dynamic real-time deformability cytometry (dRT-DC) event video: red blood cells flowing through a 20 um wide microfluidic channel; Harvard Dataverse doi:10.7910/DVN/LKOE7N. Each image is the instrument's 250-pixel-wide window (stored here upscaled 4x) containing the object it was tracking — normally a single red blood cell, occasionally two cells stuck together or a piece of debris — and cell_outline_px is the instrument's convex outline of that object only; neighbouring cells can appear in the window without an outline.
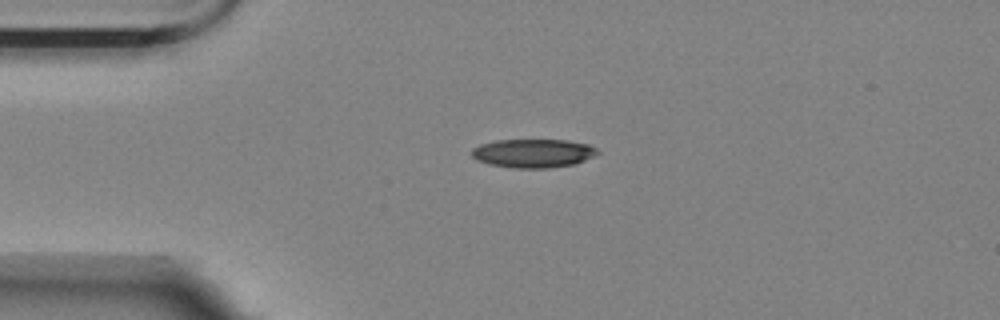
{"species": "Egyptian fruit bat (a non-hibernating species)", "species_latin": "Rousettus aegyptiacus", "temperature_condition": "room temperature", "stored_images_in_passage": 45, "camera_frame_rate_fps": 3000, "um_per_image_px": 0.085, "animal": {"sex": "female"}, "frame": {"image": 1, "passage_image": 1, "time_ms": 0.0, "image_size_px": [1000, 320], "cell_outline_px": [[600, 152], [596, 156], [576, 164], [548, 168], [512, 168], [488, 164], [476, 160], [472, 156], [472, 148], [480, 144], [496, 140], [568, 140], [588, 144], [596, 148]], "centroid_in_image_um": [45.34, 13.03], "position_along_channel_um": 39.7, "area_um2": 21.27}}
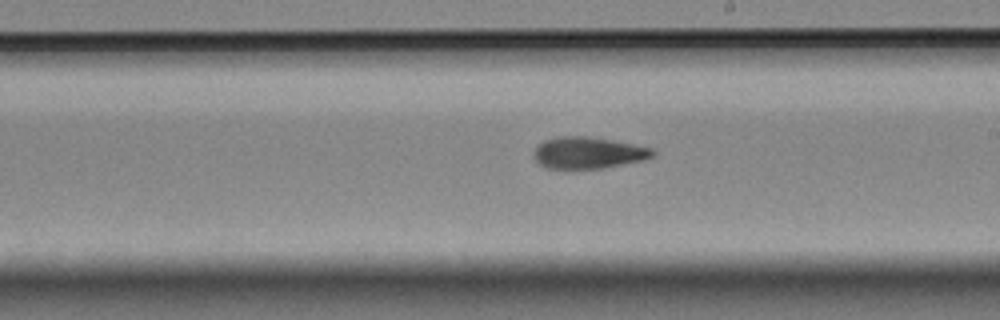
{"frame": {"image": 2, "passage_image": 20, "time_ms": 6.333, "image_size_px": [1000, 320], "cell_outline_px": [[656, 156], [644, 160], [604, 168], [544, 168], [536, 160], [536, 148], [544, 140], [556, 136], [588, 136], [612, 140], [652, 148], [656, 152]], "centroid_in_image_um": [50.05, 12.98], "position_along_channel_um": 239.0, "area_um2": 21.79}}
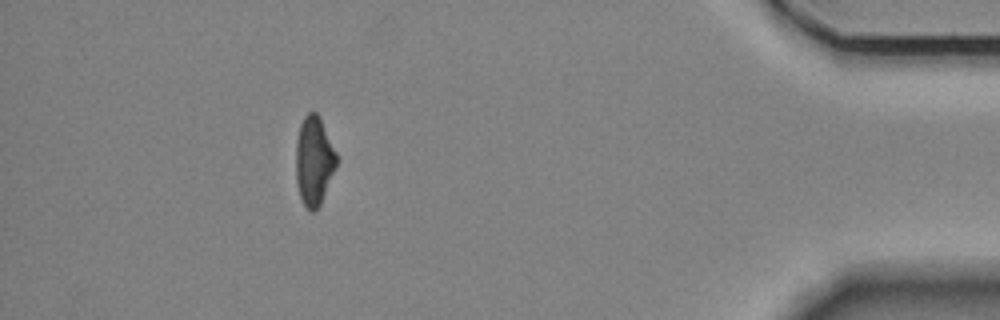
{"frame": {"image": 3, "passage_image": 39, "time_ms": 12.667, "image_size_px": [1000, 320], "cell_outline_px": [[336, 168], [320, 204], [312, 212], [308, 212], [300, 196], [296, 184], [296, 140], [300, 124], [304, 116], [308, 112], [316, 112], [320, 116], [336, 152]], "centroid_in_image_um": [26.67, 13.65], "position_along_channel_um": 408.5, "area_um2": 21.1}, "authors_computed_cell_mechanics": {"area_um2": 21.7906, "velocity_mm_per_s": 3.5228, "shape_relaxation_time_tau1_ms": 6.2047, "shape_relaxation_time_tau2_ms": 5.6239, "deformation_change_tau1": 0.1694, "deformation_change_tau2": 0.1256}}